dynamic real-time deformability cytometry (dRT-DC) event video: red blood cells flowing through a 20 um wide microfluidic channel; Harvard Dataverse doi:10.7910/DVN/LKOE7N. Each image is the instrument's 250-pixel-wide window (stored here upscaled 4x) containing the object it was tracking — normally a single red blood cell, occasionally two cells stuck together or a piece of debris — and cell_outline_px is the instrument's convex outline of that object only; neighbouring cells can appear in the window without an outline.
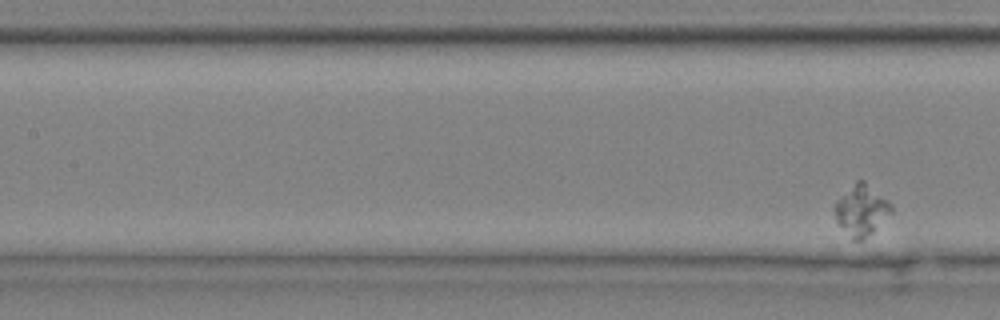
{"species": "common noctule bat (a hibernating species)", "species_latin": "Nyctalus noctula", "temperature_condition": "cold", "stored_images_in_passage": 8, "segment_of_instrument_passage": [2, 2], "camera_frame_rate_fps": 3000, "um_per_image_px": 0.085, "animal": {"sex": "male", "body_mass_g": 20.4}, "frame": {"image": 1, "passage_image": 8, "time_ms": 2.333, "image_size_px": [1000, 320], "cell_outline_px": [[892, 212], [864, 240], [852, 240], [836, 220], [832, 208], [832, 204], [856, 180], [864, 180], [892, 204]], "centroid_in_image_um": [73.18, 17.86], "position_along_channel_um": 134.2, "area_um2": 16.76}}